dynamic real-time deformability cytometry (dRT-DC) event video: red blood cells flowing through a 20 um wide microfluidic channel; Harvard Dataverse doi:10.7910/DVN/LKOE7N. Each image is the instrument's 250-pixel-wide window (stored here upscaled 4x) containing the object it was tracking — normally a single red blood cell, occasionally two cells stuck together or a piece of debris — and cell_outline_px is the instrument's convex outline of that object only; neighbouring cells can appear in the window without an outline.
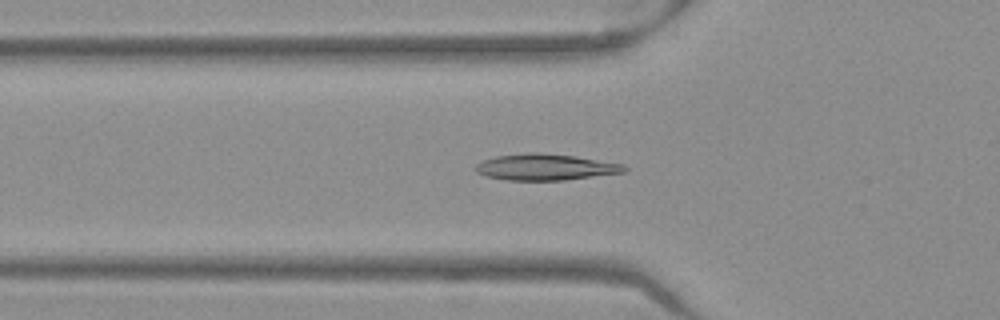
{"species": "Egyptian fruit bat (a non-hibernating species)", "species_latin": "Rousettus aegyptiacus", "temperature_condition": "warm", "stored_images_in_passage": 52, "camera_frame_rate_fps": 3000, "um_per_image_px": 0.085, "frame": {"image": 1, "passage_image": 18, "time_ms": 5.667, "image_size_px": [1000, 320], "cell_outline_px": [[628, 168], [624, 172], [564, 180], [504, 180], [488, 176], [476, 172], [472, 168], [480, 160], [496, 156], [528, 152], [540, 152], [576, 156], [624, 164]], "centroid_in_image_um": [46.32, 14.19], "position_along_channel_um": 79.5, "area_um2": 22.95}}
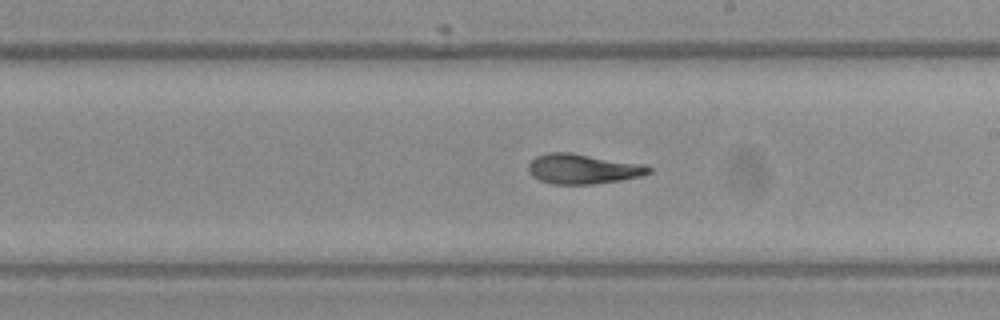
{"frame": {"image": 2, "passage_image": 30, "time_ms": 9.667, "image_size_px": [1000, 320], "cell_outline_px": [[652, 172], [640, 176], [620, 180], [592, 184], [552, 184], [540, 180], [532, 176], [528, 172], [528, 164], [536, 156], [548, 152], [572, 152], [644, 164], [652, 168]], "centroid_in_image_um": [49.53, 14.34], "position_along_channel_um": 239.5, "area_um2": 21.15}}
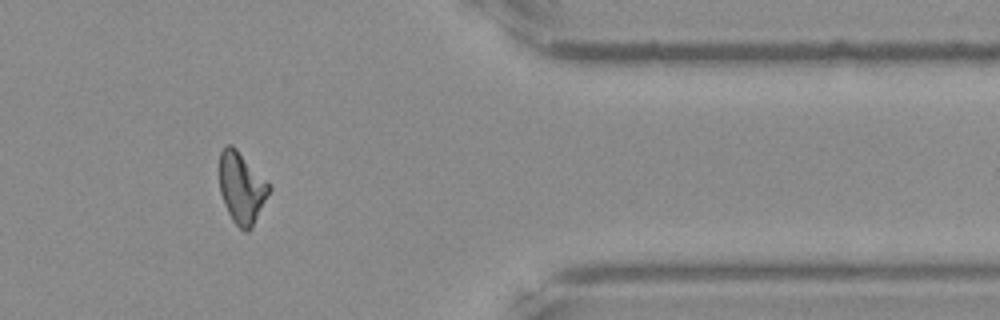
{"frame": {"image": 3, "passage_image": 43, "time_ms": 14.0, "image_size_px": [1000, 320], "cell_outline_px": [[272, 188], [252, 228], [248, 232], [244, 232], [232, 220], [224, 204], [220, 192], [220, 152], [228, 144], [232, 144], [236, 148]], "centroid_in_image_um": [20.53, 16.0], "position_along_channel_um": 390.9, "area_um2": 20.35}}